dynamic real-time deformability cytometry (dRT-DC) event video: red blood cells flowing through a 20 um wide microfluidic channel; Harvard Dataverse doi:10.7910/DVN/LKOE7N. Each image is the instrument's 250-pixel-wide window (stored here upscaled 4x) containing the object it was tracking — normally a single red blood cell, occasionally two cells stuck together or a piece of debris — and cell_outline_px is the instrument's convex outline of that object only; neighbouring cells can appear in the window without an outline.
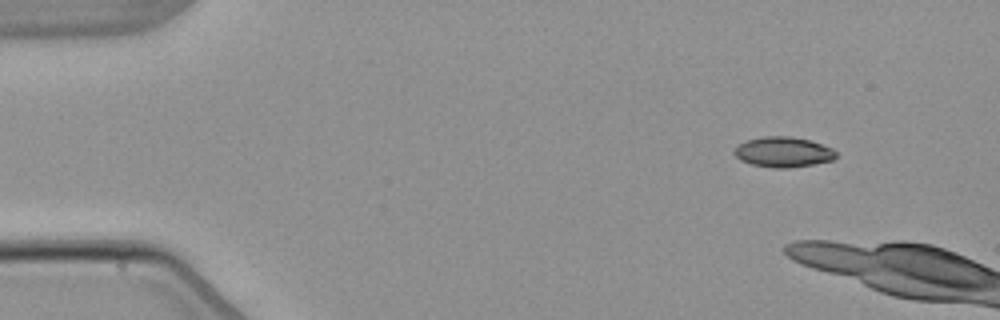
{"species": "common noctule bat (a hibernating species)", "species_latin": "Nyctalus noctula", "temperature_condition": "warm", "stored_images_in_passage": 3, "camera_frame_rate_fps": 3000, "um_per_image_px": 0.085, "animal": {"sex": "male", "body_mass_g": 21.5, "forearm_length_mm": 52.0}, "frame": {"image": 1, "passage_image": 1, "time_ms": 0.0, "image_size_px": [1000, 320], "cell_outline_px": [[836, 156], [832, 160], [792, 168], [772, 168], [752, 164], [740, 160], [732, 152], [740, 144], [748, 140], [764, 136], [788, 136], [808, 140], [832, 148], [836, 152]], "centroid_in_image_um": [66.56, 12.93], "position_along_channel_um": 18.4, "area_um2": 17.74}}